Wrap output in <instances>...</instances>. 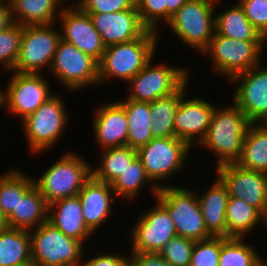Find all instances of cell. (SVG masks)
<instances>
[{
  "label": "cell",
  "instance_id": "obj_1",
  "mask_svg": "<svg viewBox=\"0 0 267 266\" xmlns=\"http://www.w3.org/2000/svg\"><path fill=\"white\" fill-rule=\"evenodd\" d=\"M252 123L234 103L228 107H215L205 138L198 145L213 153L216 168L236 163L241 154L244 139Z\"/></svg>",
  "mask_w": 267,
  "mask_h": 266
},
{
  "label": "cell",
  "instance_id": "obj_2",
  "mask_svg": "<svg viewBox=\"0 0 267 266\" xmlns=\"http://www.w3.org/2000/svg\"><path fill=\"white\" fill-rule=\"evenodd\" d=\"M160 33L146 30L139 38L105 48L99 63V85L120 79L129 82L154 57Z\"/></svg>",
  "mask_w": 267,
  "mask_h": 266
},
{
  "label": "cell",
  "instance_id": "obj_3",
  "mask_svg": "<svg viewBox=\"0 0 267 266\" xmlns=\"http://www.w3.org/2000/svg\"><path fill=\"white\" fill-rule=\"evenodd\" d=\"M92 167L77 152H65L58 161L45 169L40 178H33L34 184L50 205L54 201L77 196L92 177Z\"/></svg>",
  "mask_w": 267,
  "mask_h": 266
},
{
  "label": "cell",
  "instance_id": "obj_4",
  "mask_svg": "<svg viewBox=\"0 0 267 266\" xmlns=\"http://www.w3.org/2000/svg\"><path fill=\"white\" fill-rule=\"evenodd\" d=\"M267 41H244L231 39L214 33L209 46L201 55L210 57L211 68L216 75L230 80L237 74L263 62L264 48Z\"/></svg>",
  "mask_w": 267,
  "mask_h": 266
},
{
  "label": "cell",
  "instance_id": "obj_5",
  "mask_svg": "<svg viewBox=\"0 0 267 266\" xmlns=\"http://www.w3.org/2000/svg\"><path fill=\"white\" fill-rule=\"evenodd\" d=\"M154 199L167 210L177 236L195 241L213 237L206 228L195 190L168 184L159 188Z\"/></svg>",
  "mask_w": 267,
  "mask_h": 266
},
{
  "label": "cell",
  "instance_id": "obj_6",
  "mask_svg": "<svg viewBox=\"0 0 267 266\" xmlns=\"http://www.w3.org/2000/svg\"><path fill=\"white\" fill-rule=\"evenodd\" d=\"M64 101L60 94L54 93L34 113L21 121L30 148L28 150L33 155L54 148L62 138L69 122Z\"/></svg>",
  "mask_w": 267,
  "mask_h": 266
},
{
  "label": "cell",
  "instance_id": "obj_7",
  "mask_svg": "<svg viewBox=\"0 0 267 266\" xmlns=\"http://www.w3.org/2000/svg\"><path fill=\"white\" fill-rule=\"evenodd\" d=\"M216 6L207 0H188L166 26L184 44L202 53L215 33Z\"/></svg>",
  "mask_w": 267,
  "mask_h": 266
},
{
  "label": "cell",
  "instance_id": "obj_8",
  "mask_svg": "<svg viewBox=\"0 0 267 266\" xmlns=\"http://www.w3.org/2000/svg\"><path fill=\"white\" fill-rule=\"evenodd\" d=\"M29 233L34 266H78L85 257L80 241L67 237L48 221Z\"/></svg>",
  "mask_w": 267,
  "mask_h": 266
},
{
  "label": "cell",
  "instance_id": "obj_9",
  "mask_svg": "<svg viewBox=\"0 0 267 266\" xmlns=\"http://www.w3.org/2000/svg\"><path fill=\"white\" fill-rule=\"evenodd\" d=\"M192 148L175 136L153 138L147 145L137 150L150 180L158 187L167 186L162 181L182 172ZM162 183V184H161Z\"/></svg>",
  "mask_w": 267,
  "mask_h": 266
},
{
  "label": "cell",
  "instance_id": "obj_10",
  "mask_svg": "<svg viewBox=\"0 0 267 266\" xmlns=\"http://www.w3.org/2000/svg\"><path fill=\"white\" fill-rule=\"evenodd\" d=\"M56 23L23 26L20 49L12 72L42 74L51 67L61 33ZM47 67V68H46Z\"/></svg>",
  "mask_w": 267,
  "mask_h": 266
},
{
  "label": "cell",
  "instance_id": "obj_11",
  "mask_svg": "<svg viewBox=\"0 0 267 266\" xmlns=\"http://www.w3.org/2000/svg\"><path fill=\"white\" fill-rule=\"evenodd\" d=\"M49 73L68 91L99 86V63L68 42L59 41Z\"/></svg>",
  "mask_w": 267,
  "mask_h": 266
},
{
  "label": "cell",
  "instance_id": "obj_12",
  "mask_svg": "<svg viewBox=\"0 0 267 266\" xmlns=\"http://www.w3.org/2000/svg\"><path fill=\"white\" fill-rule=\"evenodd\" d=\"M152 62L153 58L127 83L124 100L152 102L175 93L190 78L188 68Z\"/></svg>",
  "mask_w": 267,
  "mask_h": 266
},
{
  "label": "cell",
  "instance_id": "obj_13",
  "mask_svg": "<svg viewBox=\"0 0 267 266\" xmlns=\"http://www.w3.org/2000/svg\"><path fill=\"white\" fill-rule=\"evenodd\" d=\"M12 74L6 90L1 89L0 106L6 108L12 116H18L21 122L54 94L44 73Z\"/></svg>",
  "mask_w": 267,
  "mask_h": 266
},
{
  "label": "cell",
  "instance_id": "obj_14",
  "mask_svg": "<svg viewBox=\"0 0 267 266\" xmlns=\"http://www.w3.org/2000/svg\"><path fill=\"white\" fill-rule=\"evenodd\" d=\"M259 65L232 77L235 84L233 103L252 124L267 123V65Z\"/></svg>",
  "mask_w": 267,
  "mask_h": 266
},
{
  "label": "cell",
  "instance_id": "obj_15",
  "mask_svg": "<svg viewBox=\"0 0 267 266\" xmlns=\"http://www.w3.org/2000/svg\"><path fill=\"white\" fill-rule=\"evenodd\" d=\"M141 214L130 230V252L159 253L168 241L177 236L174 222L157 200L152 208Z\"/></svg>",
  "mask_w": 267,
  "mask_h": 266
},
{
  "label": "cell",
  "instance_id": "obj_16",
  "mask_svg": "<svg viewBox=\"0 0 267 266\" xmlns=\"http://www.w3.org/2000/svg\"><path fill=\"white\" fill-rule=\"evenodd\" d=\"M68 5H64L58 17V24L63 28V31L60 30L61 39L99 62L106 46L93 26L90 15L84 13L76 4Z\"/></svg>",
  "mask_w": 267,
  "mask_h": 266
},
{
  "label": "cell",
  "instance_id": "obj_17",
  "mask_svg": "<svg viewBox=\"0 0 267 266\" xmlns=\"http://www.w3.org/2000/svg\"><path fill=\"white\" fill-rule=\"evenodd\" d=\"M217 176L226 185L229 197L243 199L261 213L267 201V173L248 170L236 163L221 165Z\"/></svg>",
  "mask_w": 267,
  "mask_h": 266
},
{
  "label": "cell",
  "instance_id": "obj_18",
  "mask_svg": "<svg viewBox=\"0 0 267 266\" xmlns=\"http://www.w3.org/2000/svg\"><path fill=\"white\" fill-rule=\"evenodd\" d=\"M186 95L181 98L174 117V136L192 148L205 138L216 106L202 97L189 99Z\"/></svg>",
  "mask_w": 267,
  "mask_h": 266
},
{
  "label": "cell",
  "instance_id": "obj_19",
  "mask_svg": "<svg viewBox=\"0 0 267 266\" xmlns=\"http://www.w3.org/2000/svg\"><path fill=\"white\" fill-rule=\"evenodd\" d=\"M94 112L93 133L100 150L127 145L128 118L119 101L99 106Z\"/></svg>",
  "mask_w": 267,
  "mask_h": 266
},
{
  "label": "cell",
  "instance_id": "obj_20",
  "mask_svg": "<svg viewBox=\"0 0 267 266\" xmlns=\"http://www.w3.org/2000/svg\"><path fill=\"white\" fill-rule=\"evenodd\" d=\"M88 14L106 47L132 41L147 30L140 21L137 10Z\"/></svg>",
  "mask_w": 267,
  "mask_h": 266
},
{
  "label": "cell",
  "instance_id": "obj_21",
  "mask_svg": "<svg viewBox=\"0 0 267 266\" xmlns=\"http://www.w3.org/2000/svg\"><path fill=\"white\" fill-rule=\"evenodd\" d=\"M82 214L88 228L95 233L112 215V204L117 198L111 184L96 180L93 176L78 193Z\"/></svg>",
  "mask_w": 267,
  "mask_h": 266
},
{
  "label": "cell",
  "instance_id": "obj_22",
  "mask_svg": "<svg viewBox=\"0 0 267 266\" xmlns=\"http://www.w3.org/2000/svg\"><path fill=\"white\" fill-rule=\"evenodd\" d=\"M48 222L67 237L78 240L83 245L94 234L84 221L78 195L51 203L49 205Z\"/></svg>",
  "mask_w": 267,
  "mask_h": 266
},
{
  "label": "cell",
  "instance_id": "obj_23",
  "mask_svg": "<svg viewBox=\"0 0 267 266\" xmlns=\"http://www.w3.org/2000/svg\"><path fill=\"white\" fill-rule=\"evenodd\" d=\"M206 190V193L197 194L201 211L207 230L213 236L227 237L226 229V208L229 199V193L226 185L217 176Z\"/></svg>",
  "mask_w": 267,
  "mask_h": 266
},
{
  "label": "cell",
  "instance_id": "obj_24",
  "mask_svg": "<svg viewBox=\"0 0 267 266\" xmlns=\"http://www.w3.org/2000/svg\"><path fill=\"white\" fill-rule=\"evenodd\" d=\"M63 4V0H8L13 22L22 26L56 23Z\"/></svg>",
  "mask_w": 267,
  "mask_h": 266
},
{
  "label": "cell",
  "instance_id": "obj_25",
  "mask_svg": "<svg viewBox=\"0 0 267 266\" xmlns=\"http://www.w3.org/2000/svg\"><path fill=\"white\" fill-rule=\"evenodd\" d=\"M49 204L34 185L19 197L16 209L7 217L10 228L32 230L48 221Z\"/></svg>",
  "mask_w": 267,
  "mask_h": 266
},
{
  "label": "cell",
  "instance_id": "obj_26",
  "mask_svg": "<svg viewBox=\"0 0 267 266\" xmlns=\"http://www.w3.org/2000/svg\"><path fill=\"white\" fill-rule=\"evenodd\" d=\"M215 33L244 41H267L249 22L238 1L215 15Z\"/></svg>",
  "mask_w": 267,
  "mask_h": 266
},
{
  "label": "cell",
  "instance_id": "obj_27",
  "mask_svg": "<svg viewBox=\"0 0 267 266\" xmlns=\"http://www.w3.org/2000/svg\"><path fill=\"white\" fill-rule=\"evenodd\" d=\"M189 79L173 94L150 102L151 134L153 138L174 136V117L181 98L187 94Z\"/></svg>",
  "mask_w": 267,
  "mask_h": 266
},
{
  "label": "cell",
  "instance_id": "obj_28",
  "mask_svg": "<svg viewBox=\"0 0 267 266\" xmlns=\"http://www.w3.org/2000/svg\"><path fill=\"white\" fill-rule=\"evenodd\" d=\"M32 264L29 230L6 228L0 230V266Z\"/></svg>",
  "mask_w": 267,
  "mask_h": 266
},
{
  "label": "cell",
  "instance_id": "obj_29",
  "mask_svg": "<svg viewBox=\"0 0 267 266\" xmlns=\"http://www.w3.org/2000/svg\"><path fill=\"white\" fill-rule=\"evenodd\" d=\"M128 118L127 146L138 150L152 139L150 102L121 100L119 101Z\"/></svg>",
  "mask_w": 267,
  "mask_h": 266
},
{
  "label": "cell",
  "instance_id": "obj_30",
  "mask_svg": "<svg viewBox=\"0 0 267 266\" xmlns=\"http://www.w3.org/2000/svg\"><path fill=\"white\" fill-rule=\"evenodd\" d=\"M236 164L244 169L267 173V123L249 126Z\"/></svg>",
  "mask_w": 267,
  "mask_h": 266
},
{
  "label": "cell",
  "instance_id": "obj_31",
  "mask_svg": "<svg viewBox=\"0 0 267 266\" xmlns=\"http://www.w3.org/2000/svg\"><path fill=\"white\" fill-rule=\"evenodd\" d=\"M147 184L155 197L159 188L150 180L140 158L136 156L111 183V188L118 199L134 201V198L140 195L141 188Z\"/></svg>",
  "mask_w": 267,
  "mask_h": 266
},
{
  "label": "cell",
  "instance_id": "obj_32",
  "mask_svg": "<svg viewBox=\"0 0 267 266\" xmlns=\"http://www.w3.org/2000/svg\"><path fill=\"white\" fill-rule=\"evenodd\" d=\"M258 225H261L258 209L243 199L229 197L226 208L227 237L246 238Z\"/></svg>",
  "mask_w": 267,
  "mask_h": 266
},
{
  "label": "cell",
  "instance_id": "obj_33",
  "mask_svg": "<svg viewBox=\"0 0 267 266\" xmlns=\"http://www.w3.org/2000/svg\"><path fill=\"white\" fill-rule=\"evenodd\" d=\"M34 179L19 169L0 174V209L8 217L16 209L19 197H23L33 186Z\"/></svg>",
  "mask_w": 267,
  "mask_h": 266
},
{
  "label": "cell",
  "instance_id": "obj_34",
  "mask_svg": "<svg viewBox=\"0 0 267 266\" xmlns=\"http://www.w3.org/2000/svg\"><path fill=\"white\" fill-rule=\"evenodd\" d=\"M100 153V164L96 168L92 167V176L108 184H111L137 156V150L127 145L104 149Z\"/></svg>",
  "mask_w": 267,
  "mask_h": 266
},
{
  "label": "cell",
  "instance_id": "obj_35",
  "mask_svg": "<svg viewBox=\"0 0 267 266\" xmlns=\"http://www.w3.org/2000/svg\"><path fill=\"white\" fill-rule=\"evenodd\" d=\"M246 238L221 236L219 266H258L262 261L260 254L246 243Z\"/></svg>",
  "mask_w": 267,
  "mask_h": 266
},
{
  "label": "cell",
  "instance_id": "obj_36",
  "mask_svg": "<svg viewBox=\"0 0 267 266\" xmlns=\"http://www.w3.org/2000/svg\"><path fill=\"white\" fill-rule=\"evenodd\" d=\"M23 26L13 23L6 30L0 32V64L3 69L12 73L18 57Z\"/></svg>",
  "mask_w": 267,
  "mask_h": 266
},
{
  "label": "cell",
  "instance_id": "obj_37",
  "mask_svg": "<svg viewBox=\"0 0 267 266\" xmlns=\"http://www.w3.org/2000/svg\"><path fill=\"white\" fill-rule=\"evenodd\" d=\"M195 240L175 236L168 241L159 254L173 266H190Z\"/></svg>",
  "mask_w": 267,
  "mask_h": 266
},
{
  "label": "cell",
  "instance_id": "obj_38",
  "mask_svg": "<svg viewBox=\"0 0 267 266\" xmlns=\"http://www.w3.org/2000/svg\"><path fill=\"white\" fill-rule=\"evenodd\" d=\"M221 236L195 241L190 266H219Z\"/></svg>",
  "mask_w": 267,
  "mask_h": 266
},
{
  "label": "cell",
  "instance_id": "obj_39",
  "mask_svg": "<svg viewBox=\"0 0 267 266\" xmlns=\"http://www.w3.org/2000/svg\"><path fill=\"white\" fill-rule=\"evenodd\" d=\"M136 8L140 21L148 30L159 33L158 25L162 22L166 25L165 0H136Z\"/></svg>",
  "mask_w": 267,
  "mask_h": 266
},
{
  "label": "cell",
  "instance_id": "obj_40",
  "mask_svg": "<svg viewBox=\"0 0 267 266\" xmlns=\"http://www.w3.org/2000/svg\"><path fill=\"white\" fill-rule=\"evenodd\" d=\"M84 13H115L137 10L136 0H78L74 2Z\"/></svg>",
  "mask_w": 267,
  "mask_h": 266
},
{
  "label": "cell",
  "instance_id": "obj_41",
  "mask_svg": "<svg viewBox=\"0 0 267 266\" xmlns=\"http://www.w3.org/2000/svg\"><path fill=\"white\" fill-rule=\"evenodd\" d=\"M249 22L267 40V0H238Z\"/></svg>",
  "mask_w": 267,
  "mask_h": 266
},
{
  "label": "cell",
  "instance_id": "obj_42",
  "mask_svg": "<svg viewBox=\"0 0 267 266\" xmlns=\"http://www.w3.org/2000/svg\"><path fill=\"white\" fill-rule=\"evenodd\" d=\"M108 252V253H98V255L87 260L83 259L78 264V266H123V264L130 258L129 256L118 255L117 253ZM85 260V261H83Z\"/></svg>",
  "mask_w": 267,
  "mask_h": 266
},
{
  "label": "cell",
  "instance_id": "obj_43",
  "mask_svg": "<svg viewBox=\"0 0 267 266\" xmlns=\"http://www.w3.org/2000/svg\"><path fill=\"white\" fill-rule=\"evenodd\" d=\"M130 257L138 266H173L166 261L159 253L155 252H131Z\"/></svg>",
  "mask_w": 267,
  "mask_h": 266
},
{
  "label": "cell",
  "instance_id": "obj_44",
  "mask_svg": "<svg viewBox=\"0 0 267 266\" xmlns=\"http://www.w3.org/2000/svg\"><path fill=\"white\" fill-rule=\"evenodd\" d=\"M188 0H165L166 4V24Z\"/></svg>",
  "mask_w": 267,
  "mask_h": 266
},
{
  "label": "cell",
  "instance_id": "obj_45",
  "mask_svg": "<svg viewBox=\"0 0 267 266\" xmlns=\"http://www.w3.org/2000/svg\"><path fill=\"white\" fill-rule=\"evenodd\" d=\"M13 23V19L10 16L9 6L0 5V32L6 30Z\"/></svg>",
  "mask_w": 267,
  "mask_h": 266
},
{
  "label": "cell",
  "instance_id": "obj_46",
  "mask_svg": "<svg viewBox=\"0 0 267 266\" xmlns=\"http://www.w3.org/2000/svg\"><path fill=\"white\" fill-rule=\"evenodd\" d=\"M7 217L3 214L2 210L0 209V230L8 228Z\"/></svg>",
  "mask_w": 267,
  "mask_h": 266
},
{
  "label": "cell",
  "instance_id": "obj_47",
  "mask_svg": "<svg viewBox=\"0 0 267 266\" xmlns=\"http://www.w3.org/2000/svg\"><path fill=\"white\" fill-rule=\"evenodd\" d=\"M261 224L267 228V201L265 203V207L263 212L261 213Z\"/></svg>",
  "mask_w": 267,
  "mask_h": 266
},
{
  "label": "cell",
  "instance_id": "obj_48",
  "mask_svg": "<svg viewBox=\"0 0 267 266\" xmlns=\"http://www.w3.org/2000/svg\"><path fill=\"white\" fill-rule=\"evenodd\" d=\"M123 266H138L137 263L130 257Z\"/></svg>",
  "mask_w": 267,
  "mask_h": 266
},
{
  "label": "cell",
  "instance_id": "obj_49",
  "mask_svg": "<svg viewBox=\"0 0 267 266\" xmlns=\"http://www.w3.org/2000/svg\"><path fill=\"white\" fill-rule=\"evenodd\" d=\"M0 5H8V0H0Z\"/></svg>",
  "mask_w": 267,
  "mask_h": 266
},
{
  "label": "cell",
  "instance_id": "obj_50",
  "mask_svg": "<svg viewBox=\"0 0 267 266\" xmlns=\"http://www.w3.org/2000/svg\"><path fill=\"white\" fill-rule=\"evenodd\" d=\"M207 1H210V2H212V3L216 4V5H218V3H219L220 1H223V0H207Z\"/></svg>",
  "mask_w": 267,
  "mask_h": 266
},
{
  "label": "cell",
  "instance_id": "obj_51",
  "mask_svg": "<svg viewBox=\"0 0 267 266\" xmlns=\"http://www.w3.org/2000/svg\"><path fill=\"white\" fill-rule=\"evenodd\" d=\"M258 266H267V261L265 262V261L263 260Z\"/></svg>",
  "mask_w": 267,
  "mask_h": 266
},
{
  "label": "cell",
  "instance_id": "obj_52",
  "mask_svg": "<svg viewBox=\"0 0 267 266\" xmlns=\"http://www.w3.org/2000/svg\"><path fill=\"white\" fill-rule=\"evenodd\" d=\"M22 266H34L33 264H27V265H22Z\"/></svg>",
  "mask_w": 267,
  "mask_h": 266
}]
</instances>
